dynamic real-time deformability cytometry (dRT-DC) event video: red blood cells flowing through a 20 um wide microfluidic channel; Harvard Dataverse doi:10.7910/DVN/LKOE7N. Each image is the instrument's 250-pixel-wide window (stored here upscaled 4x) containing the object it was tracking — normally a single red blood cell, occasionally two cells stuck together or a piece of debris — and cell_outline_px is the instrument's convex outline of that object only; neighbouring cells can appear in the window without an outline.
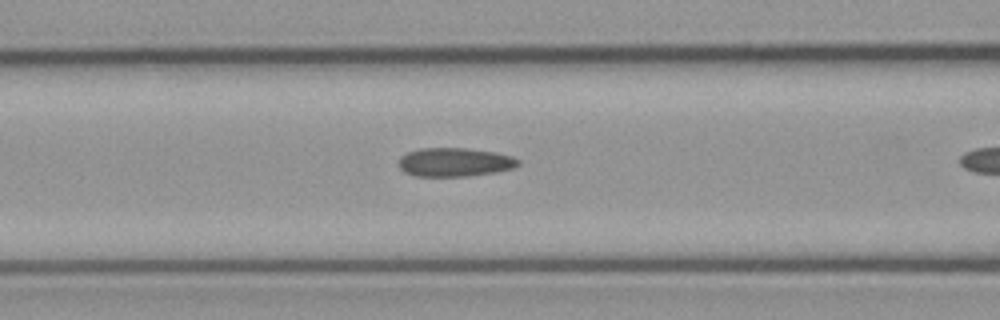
{"species": "common noctule bat (a hibernating species)", "species_latin": "Nyctalus noctula", "temperature_condition": "cold", "stored_images_in_passage": 11, "camera_frame_rate_fps": 3000, "um_per_image_px": 0.085, "animal": {"sex": "male", "body_mass_g": 23.1, "forearm_length_mm": 52.7}, "frame": {"image": 1, "passage_image": 10, "time_ms": 3.0, "image_size_px": [1000, 320], "cell_outline_px": [[520, 164], [512, 168], [496, 172], [468, 176], [416, 176], [404, 172], [400, 168], [400, 156], [408, 152], [420, 148], [464, 148], [496, 152], [512, 156], [520, 160]], "centroid_in_image_um": [38.66, 13.78], "position_along_channel_um": 127.9, "area_um2": 20.0}}